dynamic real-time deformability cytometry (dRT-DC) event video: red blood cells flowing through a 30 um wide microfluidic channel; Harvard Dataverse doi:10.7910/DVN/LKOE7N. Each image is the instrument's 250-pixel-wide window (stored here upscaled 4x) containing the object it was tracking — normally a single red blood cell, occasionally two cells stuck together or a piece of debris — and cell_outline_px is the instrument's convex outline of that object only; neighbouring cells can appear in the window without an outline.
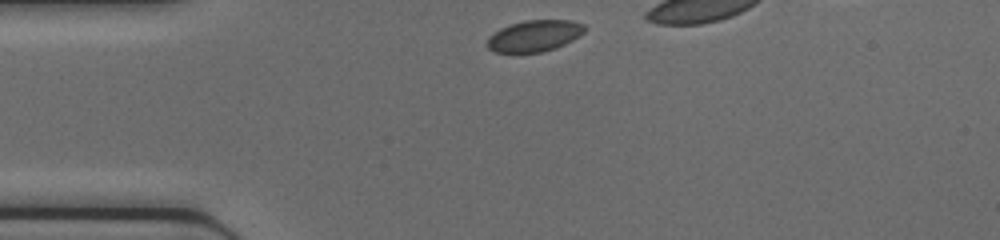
{"species": "common noctule bat (a hibernating species)", "species_latin": "Nyctalus noctula", "temperature_condition": "cold", "stored_images_in_passage": 10, "camera_frame_rate_fps": 3000, "um_per_image_px": 0.085, "animal": {"sex": "female", "body_mass_g": 17.0, "forearm_length_mm": 48.0}, "frame": {"image": 1, "passage_image": 1, "time_ms": 0.0, "image_size_px": [1000, 240], "cell_outline_px": [[588, 28], [580, 36], [556, 48], [540, 52], [496, 52], [488, 48], [488, 36], [500, 28], [524, 20], [572, 20], [584, 24]], "centroid_in_image_um": [45.47, 3.03], "position_along_channel_um": 39.5, "area_um2": 17.8}}
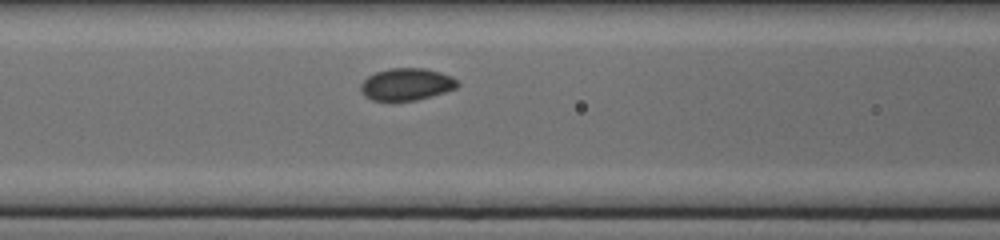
{"frame": {"image": 2, "passage_image": 9, "time_ms": 2.667, "image_size_px": [1000, 240], "cell_outline_px": [[460, 84], [456, 88], [444, 92], [416, 100], [372, 100], [364, 96], [360, 92], [360, 84], [368, 76], [376, 72], [388, 68], [424, 68], [440, 72], [452, 76]], "centroid_in_image_um": [34.53, 7.15], "position_along_channel_um": 132.1, "area_um2": 18.09}}